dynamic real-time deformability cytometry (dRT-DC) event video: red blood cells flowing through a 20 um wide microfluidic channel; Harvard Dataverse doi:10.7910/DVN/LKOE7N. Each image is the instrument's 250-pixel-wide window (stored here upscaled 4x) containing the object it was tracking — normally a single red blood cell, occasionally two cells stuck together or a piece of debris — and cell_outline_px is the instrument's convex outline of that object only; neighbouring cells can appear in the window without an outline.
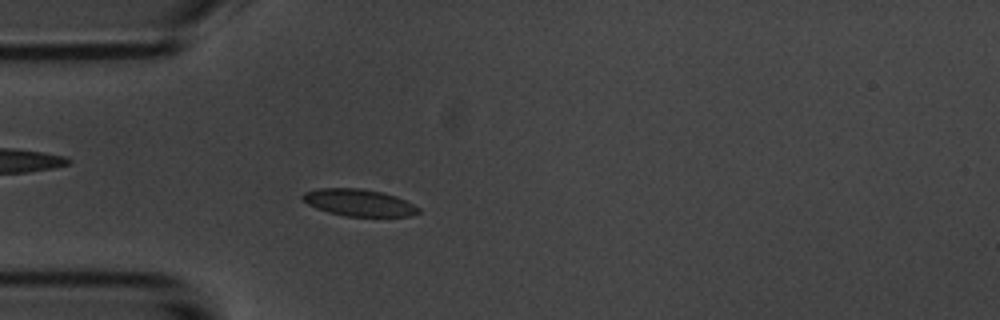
{"species": "common noctule bat (a hibernating species)", "species_latin": "Nyctalus noctula", "temperature_condition": "room temperature", "stored_images_in_passage": 53, "camera_frame_rate_fps": 3000, "um_per_image_px": 0.085, "animal": {"sex": "male", "body_mass_g": 20.1, "forearm_length_mm": 53.5}, "frame": {"image": 1, "passage_image": 14, "time_ms": 4.333, "image_size_px": [1000, 320], "cell_outline_px": [[420, 212], [412, 216], [344, 216], [328, 212], [316, 208], [308, 204], [300, 196], [304, 192], [320, 188], [360, 188], [380, 192], [396, 196], [420, 208]], "centroid_in_image_um": [30.49, 17.22], "position_along_channel_um": 54.5, "area_um2": 18.09}}
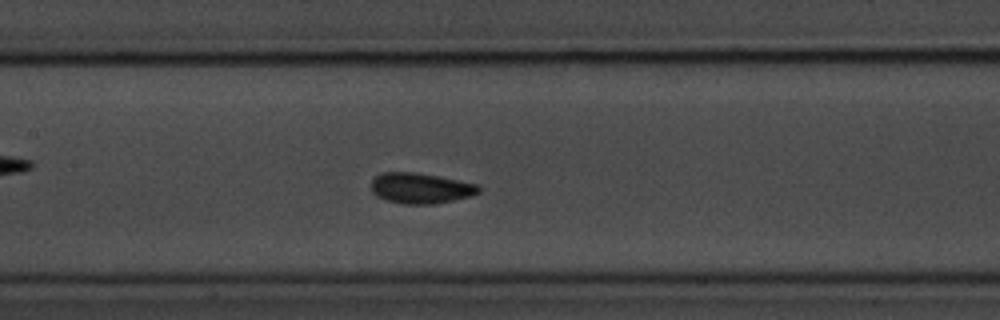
{"frame": {"image": 2, "passage_image": 24, "time_ms": 7.667, "image_size_px": [1000, 320], "cell_outline_px": [[480, 192], [472, 196], [436, 204], [404, 204], [388, 200], [376, 196], [372, 192], [372, 180], [380, 172], [416, 172], [476, 184], [480, 188]], "centroid_in_image_um": [35.74, 16.0], "position_along_channel_um": 171.7, "area_um2": 19.07}}
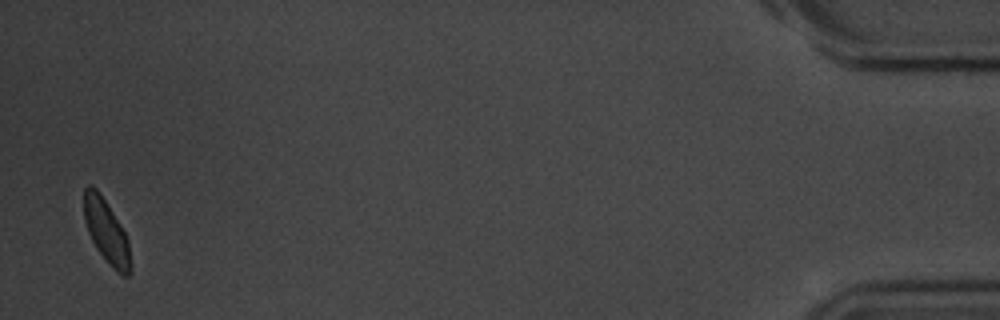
{"frame": {"image": 3, "passage_image": 52, "time_ms": 17.0, "image_size_px": [1000, 320], "cell_outline_px": [[132, 272], [128, 276], [124, 276], [116, 272], [108, 264], [96, 248], [88, 232], [84, 220], [84, 188], [88, 184], [92, 184], [96, 188], [120, 224], [128, 240], [132, 264]], "centroid_in_image_um": [9.06, 19.73], "position_along_channel_um": 426.1, "area_um2": 17.34}, "authors_computed_cell_mechanics": {"area_um2": 18.3804, "velocity_mm_per_s": 3.6786, "shape_relaxation_time_tau1_ms": null, "shape_relaxation_time_tau2_ms": 0.9069, "deformation_change_tau1": null, "deformation_change_tau2": 0.0588}}